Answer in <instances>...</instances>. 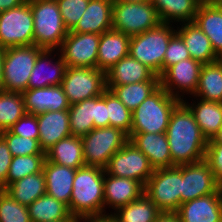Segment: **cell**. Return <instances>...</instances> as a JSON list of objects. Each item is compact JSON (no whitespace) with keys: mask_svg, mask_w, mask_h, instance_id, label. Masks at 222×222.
I'll return each instance as SVG.
<instances>
[{"mask_svg":"<svg viewBox=\"0 0 222 222\" xmlns=\"http://www.w3.org/2000/svg\"><path fill=\"white\" fill-rule=\"evenodd\" d=\"M86 165L104 168L128 141V135L114 127L94 128L81 137Z\"/></svg>","mask_w":222,"mask_h":222,"instance_id":"9","label":"cell"},{"mask_svg":"<svg viewBox=\"0 0 222 222\" xmlns=\"http://www.w3.org/2000/svg\"><path fill=\"white\" fill-rule=\"evenodd\" d=\"M0 222H32L28 208L0 189Z\"/></svg>","mask_w":222,"mask_h":222,"instance_id":"41","label":"cell"},{"mask_svg":"<svg viewBox=\"0 0 222 222\" xmlns=\"http://www.w3.org/2000/svg\"><path fill=\"white\" fill-rule=\"evenodd\" d=\"M39 144L46 152L59 140L71 134L68 110L47 111L37 115Z\"/></svg>","mask_w":222,"mask_h":222,"instance_id":"22","label":"cell"},{"mask_svg":"<svg viewBox=\"0 0 222 222\" xmlns=\"http://www.w3.org/2000/svg\"><path fill=\"white\" fill-rule=\"evenodd\" d=\"M104 217H109L106 209L114 212L144 194V185L130 178L115 177L105 173L104 178ZM108 206V207H107Z\"/></svg>","mask_w":222,"mask_h":222,"instance_id":"17","label":"cell"},{"mask_svg":"<svg viewBox=\"0 0 222 222\" xmlns=\"http://www.w3.org/2000/svg\"><path fill=\"white\" fill-rule=\"evenodd\" d=\"M100 35L68 31L58 51L67 67L97 68Z\"/></svg>","mask_w":222,"mask_h":222,"instance_id":"13","label":"cell"},{"mask_svg":"<svg viewBox=\"0 0 222 222\" xmlns=\"http://www.w3.org/2000/svg\"><path fill=\"white\" fill-rule=\"evenodd\" d=\"M205 160L214 173L218 187L222 189V144L207 143Z\"/></svg>","mask_w":222,"mask_h":222,"instance_id":"45","label":"cell"},{"mask_svg":"<svg viewBox=\"0 0 222 222\" xmlns=\"http://www.w3.org/2000/svg\"><path fill=\"white\" fill-rule=\"evenodd\" d=\"M160 23L151 1L132 3L113 0L112 29L115 31L131 37L155 28Z\"/></svg>","mask_w":222,"mask_h":222,"instance_id":"8","label":"cell"},{"mask_svg":"<svg viewBox=\"0 0 222 222\" xmlns=\"http://www.w3.org/2000/svg\"><path fill=\"white\" fill-rule=\"evenodd\" d=\"M166 136L172 167L205 159L208 141L189 108L181 101L172 111Z\"/></svg>","mask_w":222,"mask_h":222,"instance_id":"1","label":"cell"},{"mask_svg":"<svg viewBox=\"0 0 222 222\" xmlns=\"http://www.w3.org/2000/svg\"><path fill=\"white\" fill-rule=\"evenodd\" d=\"M66 68V63L58 50L44 49L36 59L35 66L28 81V89L44 88L62 84Z\"/></svg>","mask_w":222,"mask_h":222,"instance_id":"16","label":"cell"},{"mask_svg":"<svg viewBox=\"0 0 222 222\" xmlns=\"http://www.w3.org/2000/svg\"><path fill=\"white\" fill-rule=\"evenodd\" d=\"M44 49L36 45L6 48L3 51V91L23 93L38 55Z\"/></svg>","mask_w":222,"mask_h":222,"instance_id":"7","label":"cell"},{"mask_svg":"<svg viewBox=\"0 0 222 222\" xmlns=\"http://www.w3.org/2000/svg\"><path fill=\"white\" fill-rule=\"evenodd\" d=\"M43 172L46 178V194L69 207L76 169L45 160Z\"/></svg>","mask_w":222,"mask_h":222,"instance_id":"25","label":"cell"},{"mask_svg":"<svg viewBox=\"0 0 222 222\" xmlns=\"http://www.w3.org/2000/svg\"><path fill=\"white\" fill-rule=\"evenodd\" d=\"M160 86V81H145L121 86H106L131 111H134Z\"/></svg>","mask_w":222,"mask_h":222,"instance_id":"36","label":"cell"},{"mask_svg":"<svg viewBox=\"0 0 222 222\" xmlns=\"http://www.w3.org/2000/svg\"><path fill=\"white\" fill-rule=\"evenodd\" d=\"M193 96L204 101L222 103V59L202 65Z\"/></svg>","mask_w":222,"mask_h":222,"instance_id":"32","label":"cell"},{"mask_svg":"<svg viewBox=\"0 0 222 222\" xmlns=\"http://www.w3.org/2000/svg\"><path fill=\"white\" fill-rule=\"evenodd\" d=\"M212 193H222V189L205 159L182 165L181 204Z\"/></svg>","mask_w":222,"mask_h":222,"instance_id":"15","label":"cell"},{"mask_svg":"<svg viewBox=\"0 0 222 222\" xmlns=\"http://www.w3.org/2000/svg\"><path fill=\"white\" fill-rule=\"evenodd\" d=\"M7 143L12 156L45 155L37 139L17 136L9 130L0 132Z\"/></svg>","mask_w":222,"mask_h":222,"instance_id":"40","label":"cell"},{"mask_svg":"<svg viewBox=\"0 0 222 222\" xmlns=\"http://www.w3.org/2000/svg\"><path fill=\"white\" fill-rule=\"evenodd\" d=\"M33 44V14L29 0L18 7L0 12V48Z\"/></svg>","mask_w":222,"mask_h":222,"instance_id":"10","label":"cell"},{"mask_svg":"<svg viewBox=\"0 0 222 222\" xmlns=\"http://www.w3.org/2000/svg\"><path fill=\"white\" fill-rule=\"evenodd\" d=\"M59 222H73V220H64V221H59Z\"/></svg>","mask_w":222,"mask_h":222,"instance_id":"56","label":"cell"},{"mask_svg":"<svg viewBox=\"0 0 222 222\" xmlns=\"http://www.w3.org/2000/svg\"><path fill=\"white\" fill-rule=\"evenodd\" d=\"M161 22L173 25L193 22L199 6L197 0H151Z\"/></svg>","mask_w":222,"mask_h":222,"instance_id":"31","label":"cell"},{"mask_svg":"<svg viewBox=\"0 0 222 222\" xmlns=\"http://www.w3.org/2000/svg\"><path fill=\"white\" fill-rule=\"evenodd\" d=\"M3 51L4 49L0 48V91H3Z\"/></svg>","mask_w":222,"mask_h":222,"instance_id":"51","label":"cell"},{"mask_svg":"<svg viewBox=\"0 0 222 222\" xmlns=\"http://www.w3.org/2000/svg\"><path fill=\"white\" fill-rule=\"evenodd\" d=\"M211 41L215 54L222 59V6L200 3L194 21Z\"/></svg>","mask_w":222,"mask_h":222,"instance_id":"28","label":"cell"},{"mask_svg":"<svg viewBox=\"0 0 222 222\" xmlns=\"http://www.w3.org/2000/svg\"><path fill=\"white\" fill-rule=\"evenodd\" d=\"M64 26L71 31L88 7L89 0H56Z\"/></svg>","mask_w":222,"mask_h":222,"instance_id":"42","label":"cell"},{"mask_svg":"<svg viewBox=\"0 0 222 222\" xmlns=\"http://www.w3.org/2000/svg\"><path fill=\"white\" fill-rule=\"evenodd\" d=\"M12 154L4 138L0 135V189L7 188V175L12 162Z\"/></svg>","mask_w":222,"mask_h":222,"instance_id":"46","label":"cell"},{"mask_svg":"<svg viewBox=\"0 0 222 222\" xmlns=\"http://www.w3.org/2000/svg\"><path fill=\"white\" fill-rule=\"evenodd\" d=\"M27 208L32 222L74 220L66 204L47 194L36 199Z\"/></svg>","mask_w":222,"mask_h":222,"instance_id":"34","label":"cell"},{"mask_svg":"<svg viewBox=\"0 0 222 222\" xmlns=\"http://www.w3.org/2000/svg\"><path fill=\"white\" fill-rule=\"evenodd\" d=\"M208 143H221L222 144V127L220 128L217 135L212 140H209Z\"/></svg>","mask_w":222,"mask_h":222,"instance_id":"52","label":"cell"},{"mask_svg":"<svg viewBox=\"0 0 222 222\" xmlns=\"http://www.w3.org/2000/svg\"><path fill=\"white\" fill-rule=\"evenodd\" d=\"M25 114L22 93L0 91V132L8 130Z\"/></svg>","mask_w":222,"mask_h":222,"instance_id":"37","label":"cell"},{"mask_svg":"<svg viewBox=\"0 0 222 222\" xmlns=\"http://www.w3.org/2000/svg\"><path fill=\"white\" fill-rule=\"evenodd\" d=\"M8 130L17 136L37 139L39 141L38 120L34 114L26 113Z\"/></svg>","mask_w":222,"mask_h":222,"instance_id":"44","label":"cell"},{"mask_svg":"<svg viewBox=\"0 0 222 222\" xmlns=\"http://www.w3.org/2000/svg\"><path fill=\"white\" fill-rule=\"evenodd\" d=\"M145 81H160V76L130 54L106 72V86H121Z\"/></svg>","mask_w":222,"mask_h":222,"instance_id":"21","label":"cell"},{"mask_svg":"<svg viewBox=\"0 0 222 222\" xmlns=\"http://www.w3.org/2000/svg\"><path fill=\"white\" fill-rule=\"evenodd\" d=\"M209 3L222 6V0H207Z\"/></svg>","mask_w":222,"mask_h":222,"instance_id":"54","label":"cell"},{"mask_svg":"<svg viewBox=\"0 0 222 222\" xmlns=\"http://www.w3.org/2000/svg\"><path fill=\"white\" fill-rule=\"evenodd\" d=\"M22 95L24 97L26 113L36 116L47 111H61L70 108L61 84L44 88L27 89Z\"/></svg>","mask_w":222,"mask_h":222,"instance_id":"19","label":"cell"},{"mask_svg":"<svg viewBox=\"0 0 222 222\" xmlns=\"http://www.w3.org/2000/svg\"><path fill=\"white\" fill-rule=\"evenodd\" d=\"M182 165L155 169L144 186V194L162 213H175L181 205Z\"/></svg>","mask_w":222,"mask_h":222,"instance_id":"6","label":"cell"},{"mask_svg":"<svg viewBox=\"0 0 222 222\" xmlns=\"http://www.w3.org/2000/svg\"><path fill=\"white\" fill-rule=\"evenodd\" d=\"M5 191L19 204L28 207L46 194V178L43 170L10 184Z\"/></svg>","mask_w":222,"mask_h":222,"instance_id":"35","label":"cell"},{"mask_svg":"<svg viewBox=\"0 0 222 222\" xmlns=\"http://www.w3.org/2000/svg\"><path fill=\"white\" fill-rule=\"evenodd\" d=\"M155 222H180L175 213H161Z\"/></svg>","mask_w":222,"mask_h":222,"instance_id":"49","label":"cell"},{"mask_svg":"<svg viewBox=\"0 0 222 222\" xmlns=\"http://www.w3.org/2000/svg\"><path fill=\"white\" fill-rule=\"evenodd\" d=\"M191 58L182 37L176 32L170 39L163 59V73L172 65Z\"/></svg>","mask_w":222,"mask_h":222,"instance_id":"43","label":"cell"},{"mask_svg":"<svg viewBox=\"0 0 222 222\" xmlns=\"http://www.w3.org/2000/svg\"><path fill=\"white\" fill-rule=\"evenodd\" d=\"M199 3H204L206 2L207 0H197Z\"/></svg>","mask_w":222,"mask_h":222,"instance_id":"55","label":"cell"},{"mask_svg":"<svg viewBox=\"0 0 222 222\" xmlns=\"http://www.w3.org/2000/svg\"><path fill=\"white\" fill-rule=\"evenodd\" d=\"M174 26L161 22L155 28L131 36L129 54L150 68L156 75L161 76L168 43L176 33Z\"/></svg>","mask_w":222,"mask_h":222,"instance_id":"5","label":"cell"},{"mask_svg":"<svg viewBox=\"0 0 222 222\" xmlns=\"http://www.w3.org/2000/svg\"><path fill=\"white\" fill-rule=\"evenodd\" d=\"M193 98L196 99L197 102L189 103L187 99L182 102L193 114L206 140H212L222 127V103L204 101L194 96Z\"/></svg>","mask_w":222,"mask_h":222,"instance_id":"27","label":"cell"},{"mask_svg":"<svg viewBox=\"0 0 222 222\" xmlns=\"http://www.w3.org/2000/svg\"><path fill=\"white\" fill-rule=\"evenodd\" d=\"M45 158L46 161L73 169L85 166L81 137L70 135L59 140L45 152Z\"/></svg>","mask_w":222,"mask_h":222,"instance_id":"29","label":"cell"},{"mask_svg":"<svg viewBox=\"0 0 222 222\" xmlns=\"http://www.w3.org/2000/svg\"><path fill=\"white\" fill-rule=\"evenodd\" d=\"M117 1L139 3V2H147V1H151V0H117Z\"/></svg>","mask_w":222,"mask_h":222,"instance_id":"53","label":"cell"},{"mask_svg":"<svg viewBox=\"0 0 222 222\" xmlns=\"http://www.w3.org/2000/svg\"><path fill=\"white\" fill-rule=\"evenodd\" d=\"M69 124L73 136L82 137L97 128L98 96L70 105Z\"/></svg>","mask_w":222,"mask_h":222,"instance_id":"30","label":"cell"},{"mask_svg":"<svg viewBox=\"0 0 222 222\" xmlns=\"http://www.w3.org/2000/svg\"><path fill=\"white\" fill-rule=\"evenodd\" d=\"M33 14L34 45L58 50L67 36L56 0H29Z\"/></svg>","mask_w":222,"mask_h":222,"instance_id":"4","label":"cell"},{"mask_svg":"<svg viewBox=\"0 0 222 222\" xmlns=\"http://www.w3.org/2000/svg\"><path fill=\"white\" fill-rule=\"evenodd\" d=\"M45 155L14 156L7 175V187L26 176L43 170Z\"/></svg>","mask_w":222,"mask_h":222,"instance_id":"38","label":"cell"},{"mask_svg":"<svg viewBox=\"0 0 222 222\" xmlns=\"http://www.w3.org/2000/svg\"><path fill=\"white\" fill-rule=\"evenodd\" d=\"M104 168L76 169L69 211L74 218L104 217Z\"/></svg>","mask_w":222,"mask_h":222,"instance_id":"2","label":"cell"},{"mask_svg":"<svg viewBox=\"0 0 222 222\" xmlns=\"http://www.w3.org/2000/svg\"><path fill=\"white\" fill-rule=\"evenodd\" d=\"M175 26L182 37L192 59L202 64L212 63L220 58L215 54L211 41L195 22H187ZM179 26V27H178Z\"/></svg>","mask_w":222,"mask_h":222,"instance_id":"26","label":"cell"},{"mask_svg":"<svg viewBox=\"0 0 222 222\" xmlns=\"http://www.w3.org/2000/svg\"><path fill=\"white\" fill-rule=\"evenodd\" d=\"M157 206L143 194L126 206L109 213L111 222H155L161 215Z\"/></svg>","mask_w":222,"mask_h":222,"instance_id":"33","label":"cell"},{"mask_svg":"<svg viewBox=\"0 0 222 222\" xmlns=\"http://www.w3.org/2000/svg\"><path fill=\"white\" fill-rule=\"evenodd\" d=\"M111 222L109 217L74 218L73 222Z\"/></svg>","mask_w":222,"mask_h":222,"instance_id":"50","label":"cell"},{"mask_svg":"<svg viewBox=\"0 0 222 222\" xmlns=\"http://www.w3.org/2000/svg\"><path fill=\"white\" fill-rule=\"evenodd\" d=\"M104 171L115 177L137 180L145 186L154 169L149 159L132 142L128 141L109 159Z\"/></svg>","mask_w":222,"mask_h":222,"instance_id":"12","label":"cell"},{"mask_svg":"<svg viewBox=\"0 0 222 222\" xmlns=\"http://www.w3.org/2000/svg\"><path fill=\"white\" fill-rule=\"evenodd\" d=\"M202 65L192 58L182 60L160 76V86L172 97L183 101L185 95H194Z\"/></svg>","mask_w":222,"mask_h":222,"instance_id":"14","label":"cell"},{"mask_svg":"<svg viewBox=\"0 0 222 222\" xmlns=\"http://www.w3.org/2000/svg\"><path fill=\"white\" fill-rule=\"evenodd\" d=\"M113 0H89L88 7L71 32L95 33L112 30Z\"/></svg>","mask_w":222,"mask_h":222,"instance_id":"24","label":"cell"},{"mask_svg":"<svg viewBox=\"0 0 222 222\" xmlns=\"http://www.w3.org/2000/svg\"><path fill=\"white\" fill-rule=\"evenodd\" d=\"M62 87L70 105L102 95L106 73L98 68L67 67Z\"/></svg>","mask_w":222,"mask_h":222,"instance_id":"11","label":"cell"},{"mask_svg":"<svg viewBox=\"0 0 222 222\" xmlns=\"http://www.w3.org/2000/svg\"><path fill=\"white\" fill-rule=\"evenodd\" d=\"M180 222H222V193H212L181 204Z\"/></svg>","mask_w":222,"mask_h":222,"instance_id":"18","label":"cell"},{"mask_svg":"<svg viewBox=\"0 0 222 222\" xmlns=\"http://www.w3.org/2000/svg\"><path fill=\"white\" fill-rule=\"evenodd\" d=\"M180 102L159 86L132 111L130 134L166 132L171 113Z\"/></svg>","mask_w":222,"mask_h":222,"instance_id":"3","label":"cell"},{"mask_svg":"<svg viewBox=\"0 0 222 222\" xmlns=\"http://www.w3.org/2000/svg\"><path fill=\"white\" fill-rule=\"evenodd\" d=\"M132 142L148 159L153 169L172 167V159L166 133L130 134Z\"/></svg>","mask_w":222,"mask_h":222,"instance_id":"20","label":"cell"},{"mask_svg":"<svg viewBox=\"0 0 222 222\" xmlns=\"http://www.w3.org/2000/svg\"><path fill=\"white\" fill-rule=\"evenodd\" d=\"M109 127L121 129L128 137L132 126V111L129 110L109 89H106Z\"/></svg>","mask_w":222,"mask_h":222,"instance_id":"39","label":"cell"},{"mask_svg":"<svg viewBox=\"0 0 222 222\" xmlns=\"http://www.w3.org/2000/svg\"><path fill=\"white\" fill-rule=\"evenodd\" d=\"M129 35L122 32L109 30L100 35L97 68L105 73L122 58L129 55Z\"/></svg>","mask_w":222,"mask_h":222,"instance_id":"23","label":"cell"},{"mask_svg":"<svg viewBox=\"0 0 222 222\" xmlns=\"http://www.w3.org/2000/svg\"><path fill=\"white\" fill-rule=\"evenodd\" d=\"M26 1L27 0H0V12L18 7Z\"/></svg>","mask_w":222,"mask_h":222,"instance_id":"48","label":"cell"},{"mask_svg":"<svg viewBox=\"0 0 222 222\" xmlns=\"http://www.w3.org/2000/svg\"><path fill=\"white\" fill-rule=\"evenodd\" d=\"M109 127L108 108L106 106V90L98 96L97 128Z\"/></svg>","mask_w":222,"mask_h":222,"instance_id":"47","label":"cell"}]
</instances>
